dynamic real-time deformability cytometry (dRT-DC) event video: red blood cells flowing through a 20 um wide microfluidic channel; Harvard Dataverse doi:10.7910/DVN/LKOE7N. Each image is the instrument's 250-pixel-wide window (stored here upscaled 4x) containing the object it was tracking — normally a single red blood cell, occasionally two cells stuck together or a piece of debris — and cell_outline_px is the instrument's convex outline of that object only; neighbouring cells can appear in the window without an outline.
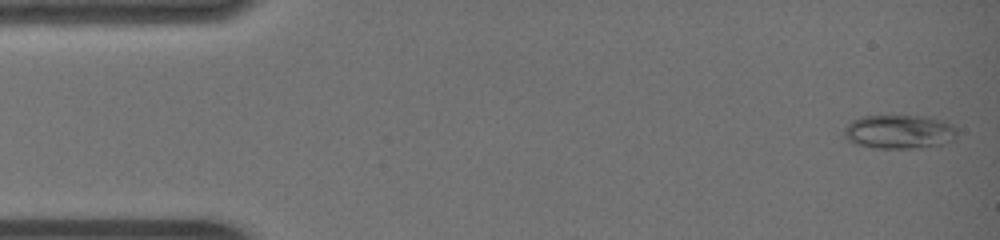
{"species": "common noctule bat (a hibernating species)", "species_latin": "Nyctalus noctula", "temperature_condition": "warm", "stored_images_in_passage": 11, "camera_frame_rate_fps": 3000, "um_per_image_px": 0.085, "animal": {"sex": "female", "body_mass_g": 19.0, "forearm_length_mm": 51.5}, "frame": {"image": 1, "passage_image": 1, "time_ms": 0.0, "image_size_px": [1000, 240], "cell_outline_px": [[956, 140], [944, 144], [908, 148], [876, 148], [852, 144], [844, 136], [844, 128], [852, 120], [860, 116], [920, 116], [940, 120], [952, 124], [956, 128]], "centroid_in_image_um": [76.41, 11.21], "position_along_channel_um": 8.6, "area_um2": 22.37}}
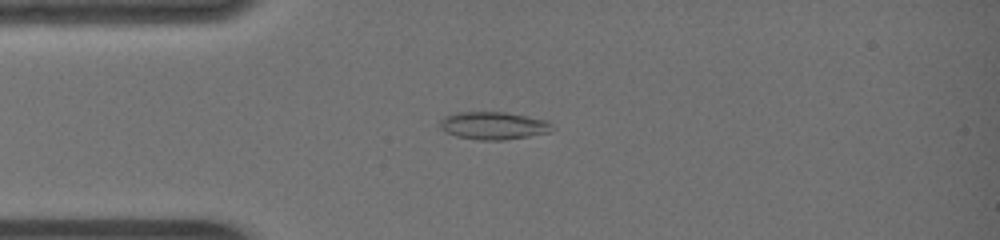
{"frame": {"image": 2, "passage_image": 10, "time_ms": 3.0, "image_size_px": [1000, 240], "cell_outline_px": [[552, 124], [548, 132], [528, 136], [500, 140], [480, 140], [456, 136], [440, 128], [440, 120], [444, 116], [456, 112], [504, 112], [548, 120]], "centroid_in_image_um": [41.9, 10.66], "position_along_channel_um": 43.1, "area_um2": 17.86}}